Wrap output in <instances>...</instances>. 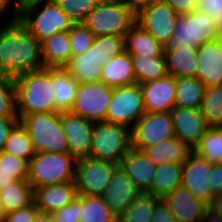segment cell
Returning <instances> with one entry per match:
<instances>
[{"label": "cell", "instance_id": "6da1fadb", "mask_svg": "<svg viewBox=\"0 0 222 222\" xmlns=\"http://www.w3.org/2000/svg\"><path fill=\"white\" fill-rule=\"evenodd\" d=\"M6 20L0 27V74L15 79L43 69L41 42L17 18Z\"/></svg>", "mask_w": 222, "mask_h": 222}, {"label": "cell", "instance_id": "7a4b0ae2", "mask_svg": "<svg viewBox=\"0 0 222 222\" xmlns=\"http://www.w3.org/2000/svg\"><path fill=\"white\" fill-rule=\"evenodd\" d=\"M125 51V37L102 35L94 38L91 47L83 54L70 58L64 67L78 83L100 82L101 67L110 58Z\"/></svg>", "mask_w": 222, "mask_h": 222}, {"label": "cell", "instance_id": "3957f363", "mask_svg": "<svg viewBox=\"0 0 222 222\" xmlns=\"http://www.w3.org/2000/svg\"><path fill=\"white\" fill-rule=\"evenodd\" d=\"M17 115L56 112L55 93L51 85V68L30 71L14 79Z\"/></svg>", "mask_w": 222, "mask_h": 222}, {"label": "cell", "instance_id": "277c9868", "mask_svg": "<svg viewBox=\"0 0 222 222\" xmlns=\"http://www.w3.org/2000/svg\"><path fill=\"white\" fill-rule=\"evenodd\" d=\"M17 19L39 42L57 32L69 31L75 23L54 0L21 6L17 10Z\"/></svg>", "mask_w": 222, "mask_h": 222}, {"label": "cell", "instance_id": "5b68a950", "mask_svg": "<svg viewBox=\"0 0 222 222\" xmlns=\"http://www.w3.org/2000/svg\"><path fill=\"white\" fill-rule=\"evenodd\" d=\"M77 160L68 152L36 153L29 161L28 182L33 189L75 181Z\"/></svg>", "mask_w": 222, "mask_h": 222}, {"label": "cell", "instance_id": "8992f818", "mask_svg": "<svg viewBox=\"0 0 222 222\" xmlns=\"http://www.w3.org/2000/svg\"><path fill=\"white\" fill-rule=\"evenodd\" d=\"M27 129L36 153L68 152L66 137L60 123V112H41L18 116Z\"/></svg>", "mask_w": 222, "mask_h": 222}, {"label": "cell", "instance_id": "52a82bcc", "mask_svg": "<svg viewBox=\"0 0 222 222\" xmlns=\"http://www.w3.org/2000/svg\"><path fill=\"white\" fill-rule=\"evenodd\" d=\"M136 23V14L121 0H101L83 24L95 37L117 35L125 37Z\"/></svg>", "mask_w": 222, "mask_h": 222}, {"label": "cell", "instance_id": "ba28073f", "mask_svg": "<svg viewBox=\"0 0 222 222\" xmlns=\"http://www.w3.org/2000/svg\"><path fill=\"white\" fill-rule=\"evenodd\" d=\"M90 156L120 165L131 147V129L112 123L94 122Z\"/></svg>", "mask_w": 222, "mask_h": 222}, {"label": "cell", "instance_id": "9c48e42d", "mask_svg": "<svg viewBox=\"0 0 222 222\" xmlns=\"http://www.w3.org/2000/svg\"><path fill=\"white\" fill-rule=\"evenodd\" d=\"M217 33L218 30L211 16L196 10L177 17L175 29L167 47H198L215 41Z\"/></svg>", "mask_w": 222, "mask_h": 222}, {"label": "cell", "instance_id": "30bf717a", "mask_svg": "<svg viewBox=\"0 0 222 222\" xmlns=\"http://www.w3.org/2000/svg\"><path fill=\"white\" fill-rule=\"evenodd\" d=\"M145 113L140 84L115 87L104 122L131 129Z\"/></svg>", "mask_w": 222, "mask_h": 222}, {"label": "cell", "instance_id": "8fae6325", "mask_svg": "<svg viewBox=\"0 0 222 222\" xmlns=\"http://www.w3.org/2000/svg\"><path fill=\"white\" fill-rule=\"evenodd\" d=\"M173 137L175 131L170 112H146L131 128V147L142 151Z\"/></svg>", "mask_w": 222, "mask_h": 222}, {"label": "cell", "instance_id": "7c38bea8", "mask_svg": "<svg viewBox=\"0 0 222 222\" xmlns=\"http://www.w3.org/2000/svg\"><path fill=\"white\" fill-rule=\"evenodd\" d=\"M113 88L105 83H79L70 112L92 122H104Z\"/></svg>", "mask_w": 222, "mask_h": 222}, {"label": "cell", "instance_id": "4fadbf2b", "mask_svg": "<svg viewBox=\"0 0 222 222\" xmlns=\"http://www.w3.org/2000/svg\"><path fill=\"white\" fill-rule=\"evenodd\" d=\"M118 165L92 157L77 160L75 185L77 194L100 196L110 183Z\"/></svg>", "mask_w": 222, "mask_h": 222}, {"label": "cell", "instance_id": "5bb4252c", "mask_svg": "<svg viewBox=\"0 0 222 222\" xmlns=\"http://www.w3.org/2000/svg\"><path fill=\"white\" fill-rule=\"evenodd\" d=\"M178 15L164 0H154L136 14V23L149 32L161 45L171 41Z\"/></svg>", "mask_w": 222, "mask_h": 222}, {"label": "cell", "instance_id": "9a60e30c", "mask_svg": "<svg viewBox=\"0 0 222 222\" xmlns=\"http://www.w3.org/2000/svg\"><path fill=\"white\" fill-rule=\"evenodd\" d=\"M60 123L68 145V153L76 160L90 156L94 122L70 111L60 112Z\"/></svg>", "mask_w": 222, "mask_h": 222}, {"label": "cell", "instance_id": "2e32d148", "mask_svg": "<svg viewBox=\"0 0 222 222\" xmlns=\"http://www.w3.org/2000/svg\"><path fill=\"white\" fill-rule=\"evenodd\" d=\"M211 168L212 165L194 151L183 161L182 185L206 205L213 199V190L208 183Z\"/></svg>", "mask_w": 222, "mask_h": 222}, {"label": "cell", "instance_id": "e0dca14e", "mask_svg": "<svg viewBox=\"0 0 222 222\" xmlns=\"http://www.w3.org/2000/svg\"><path fill=\"white\" fill-rule=\"evenodd\" d=\"M141 194L123 168H115L112 179L100 195L108 208L118 217Z\"/></svg>", "mask_w": 222, "mask_h": 222}, {"label": "cell", "instance_id": "ac0fdd59", "mask_svg": "<svg viewBox=\"0 0 222 222\" xmlns=\"http://www.w3.org/2000/svg\"><path fill=\"white\" fill-rule=\"evenodd\" d=\"M175 137L194 149L210 127L200 109L174 107L171 111Z\"/></svg>", "mask_w": 222, "mask_h": 222}, {"label": "cell", "instance_id": "d6986e66", "mask_svg": "<svg viewBox=\"0 0 222 222\" xmlns=\"http://www.w3.org/2000/svg\"><path fill=\"white\" fill-rule=\"evenodd\" d=\"M177 222H201L208 205L183 185L162 199Z\"/></svg>", "mask_w": 222, "mask_h": 222}, {"label": "cell", "instance_id": "ffe728a7", "mask_svg": "<svg viewBox=\"0 0 222 222\" xmlns=\"http://www.w3.org/2000/svg\"><path fill=\"white\" fill-rule=\"evenodd\" d=\"M146 112H170L175 107L176 78H164L140 84Z\"/></svg>", "mask_w": 222, "mask_h": 222}, {"label": "cell", "instance_id": "44dd1931", "mask_svg": "<svg viewBox=\"0 0 222 222\" xmlns=\"http://www.w3.org/2000/svg\"><path fill=\"white\" fill-rule=\"evenodd\" d=\"M120 166L141 193H147L151 189L157 165L143 151L131 148Z\"/></svg>", "mask_w": 222, "mask_h": 222}, {"label": "cell", "instance_id": "7402d4cb", "mask_svg": "<svg viewBox=\"0 0 222 222\" xmlns=\"http://www.w3.org/2000/svg\"><path fill=\"white\" fill-rule=\"evenodd\" d=\"M75 182L45 185L34 189V202L40 212L54 213L77 197Z\"/></svg>", "mask_w": 222, "mask_h": 222}, {"label": "cell", "instance_id": "603a6c76", "mask_svg": "<svg viewBox=\"0 0 222 222\" xmlns=\"http://www.w3.org/2000/svg\"><path fill=\"white\" fill-rule=\"evenodd\" d=\"M196 77L206 87L222 85V53L216 41L198 46Z\"/></svg>", "mask_w": 222, "mask_h": 222}, {"label": "cell", "instance_id": "cb8c5ba5", "mask_svg": "<svg viewBox=\"0 0 222 222\" xmlns=\"http://www.w3.org/2000/svg\"><path fill=\"white\" fill-rule=\"evenodd\" d=\"M198 47H165L167 74L174 78L196 77Z\"/></svg>", "mask_w": 222, "mask_h": 222}, {"label": "cell", "instance_id": "d4e9b609", "mask_svg": "<svg viewBox=\"0 0 222 222\" xmlns=\"http://www.w3.org/2000/svg\"><path fill=\"white\" fill-rule=\"evenodd\" d=\"M100 81L112 88L135 84L136 78L130 54L124 51L104 63L101 67Z\"/></svg>", "mask_w": 222, "mask_h": 222}, {"label": "cell", "instance_id": "484cf974", "mask_svg": "<svg viewBox=\"0 0 222 222\" xmlns=\"http://www.w3.org/2000/svg\"><path fill=\"white\" fill-rule=\"evenodd\" d=\"M41 57L44 68H64L72 57L69 31L57 32L42 40Z\"/></svg>", "mask_w": 222, "mask_h": 222}, {"label": "cell", "instance_id": "4316f807", "mask_svg": "<svg viewBox=\"0 0 222 222\" xmlns=\"http://www.w3.org/2000/svg\"><path fill=\"white\" fill-rule=\"evenodd\" d=\"M183 162H166L157 165L151 189L146 193L163 199L182 185Z\"/></svg>", "mask_w": 222, "mask_h": 222}, {"label": "cell", "instance_id": "83f0119b", "mask_svg": "<svg viewBox=\"0 0 222 222\" xmlns=\"http://www.w3.org/2000/svg\"><path fill=\"white\" fill-rule=\"evenodd\" d=\"M51 85L55 93L56 112L70 111L79 83L65 68H51Z\"/></svg>", "mask_w": 222, "mask_h": 222}, {"label": "cell", "instance_id": "f1b7e54d", "mask_svg": "<svg viewBox=\"0 0 222 222\" xmlns=\"http://www.w3.org/2000/svg\"><path fill=\"white\" fill-rule=\"evenodd\" d=\"M34 202V189L28 179L14 180L0 189V203L4 215L25 208Z\"/></svg>", "mask_w": 222, "mask_h": 222}, {"label": "cell", "instance_id": "f546056e", "mask_svg": "<svg viewBox=\"0 0 222 222\" xmlns=\"http://www.w3.org/2000/svg\"><path fill=\"white\" fill-rule=\"evenodd\" d=\"M164 46L135 23L125 36V51L130 55L164 56Z\"/></svg>", "mask_w": 222, "mask_h": 222}, {"label": "cell", "instance_id": "4dcf8cb0", "mask_svg": "<svg viewBox=\"0 0 222 222\" xmlns=\"http://www.w3.org/2000/svg\"><path fill=\"white\" fill-rule=\"evenodd\" d=\"M156 165L166 162H183L193 151L177 137L145 147L142 150Z\"/></svg>", "mask_w": 222, "mask_h": 222}, {"label": "cell", "instance_id": "1f68e13d", "mask_svg": "<svg viewBox=\"0 0 222 222\" xmlns=\"http://www.w3.org/2000/svg\"><path fill=\"white\" fill-rule=\"evenodd\" d=\"M206 88L197 77L176 78L175 107L200 109Z\"/></svg>", "mask_w": 222, "mask_h": 222}, {"label": "cell", "instance_id": "d6a6232c", "mask_svg": "<svg viewBox=\"0 0 222 222\" xmlns=\"http://www.w3.org/2000/svg\"><path fill=\"white\" fill-rule=\"evenodd\" d=\"M135 73L136 83L142 84L166 77L165 56L130 55Z\"/></svg>", "mask_w": 222, "mask_h": 222}, {"label": "cell", "instance_id": "836d02e7", "mask_svg": "<svg viewBox=\"0 0 222 222\" xmlns=\"http://www.w3.org/2000/svg\"><path fill=\"white\" fill-rule=\"evenodd\" d=\"M117 216L100 196L80 195V222H116Z\"/></svg>", "mask_w": 222, "mask_h": 222}, {"label": "cell", "instance_id": "e575fe53", "mask_svg": "<svg viewBox=\"0 0 222 222\" xmlns=\"http://www.w3.org/2000/svg\"><path fill=\"white\" fill-rule=\"evenodd\" d=\"M193 151L211 165L222 163V126H210Z\"/></svg>", "mask_w": 222, "mask_h": 222}, {"label": "cell", "instance_id": "d590c367", "mask_svg": "<svg viewBox=\"0 0 222 222\" xmlns=\"http://www.w3.org/2000/svg\"><path fill=\"white\" fill-rule=\"evenodd\" d=\"M3 151L28 162L36 154L29 133L20 121L9 132Z\"/></svg>", "mask_w": 222, "mask_h": 222}, {"label": "cell", "instance_id": "8d00e7d4", "mask_svg": "<svg viewBox=\"0 0 222 222\" xmlns=\"http://www.w3.org/2000/svg\"><path fill=\"white\" fill-rule=\"evenodd\" d=\"M29 162L0 151V189L11 184L14 180L28 179Z\"/></svg>", "mask_w": 222, "mask_h": 222}, {"label": "cell", "instance_id": "74e56055", "mask_svg": "<svg viewBox=\"0 0 222 222\" xmlns=\"http://www.w3.org/2000/svg\"><path fill=\"white\" fill-rule=\"evenodd\" d=\"M160 199L152 195L141 193L125 210L117 217L118 222H150L155 204Z\"/></svg>", "mask_w": 222, "mask_h": 222}, {"label": "cell", "instance_id": "f35d334b", "mask_svg": "<svg viewBox=\"0 0 222 222\" xmlns=\"http://www.w3.org/2000/svg\"><path fill=\"white\" fill-rule=\"evenodd\" d=\"M200 112L209 126H222V85L206 88Z\"/></svg>", "mask_w": 222, "mask_h": 222}, {"label": "cell", "instance_id": "ab89813d", "mask_svg": "<svg viewBox=\"0 0 222 222\" xmlns=\"http://www.w3.org/2000/svg\"><path fill=\"white\" fill-rule=\"evenodd\" d=\"M0 117H18L14 78L0 74Z\"/></svg>", "mask_w": 222, "mask_h": 222}, {"label": "cell", "instance_id": "60d3db41", "mask_svg": "<svg viewBox=\"0 0 222 222\" xmlns=\"http://www.w3.org/2000/svg\"><path fill=\"white\" fill-rule=\"evenodd\" d=\"M101 0H54L75 23L83 22Z\"/></svg>", "mask_w": 222, "mask_h": 222}, {"label": "cell", "instance_id": "b9f144b4", "mask_svg": "<svg viewBox=\"0 0 222 222\" xmlns=\"http://www.w3.org/2000/svg\"><path fill=\"white\" fill-rule=\"evenodd\" d=\"M94 34L83 24L74 23L69 30V45L72 57L85 53L94 41Z\"/></svg>", "mask_w": 222, "mask_h": 222}, {"label": "cell", "instance_id": "7bdbcfd3", "mask_svg": "<svg viewBox=\"0 0 222 222\" xmlns=\"http://www.w3.org/2000/svg\"><path fill=\"white\" fill-rule=\"evenodd\" d=\"M53 222H80V194L74 201L54 213H52Z\"/></svg>", "mask_w": 222, "mask_h": 222}, {"label": "cell", "instance_id": "ee69618b", "mask_svg": "<svg viewBox=\"0 0 222 222\" xmlns=\"http://www.w3.org/2000/svg\"><path fill=\"white\" fill-rule=\"evenodd\" d=\"M197 10L211 16L216 29L222 30V0H198Z\"/></svg>", "mask_w": 222, "mask_h": 222}, {"label": "cell", "instance_id": "f6af8a7d", "mask_svg": "<svg viewBox=\"0 0 222 222\" xmlns=\"http://www.w3.org/2000/svg\"><path fill=\"white\" fill-rule=\"evenodd\" d=\"M38 212L39 209L37 208L36 203L33 202L25 208L5 214L2 222H34Z\"/></svg>", "mask_w": 222, "mask_h": 222}, {"label": "cell", "instance_id": "bcb514c9", "mask_svg": "<svg viewBox=\"0 0 222 222\" xmlns=\"http://www.w3.org/2000/svg\"><path fill=\"white\" fill-rule=\"evenodd\" d=\"M150 222H177L174 215L168 209L165 202L160 199L154 208V214Z\"/></svg>", "mask_w": 222, "mask_h": 222}, {"label": "cell", "instance_id": "7dc6e473", "mask_svg": "<svg viewBox=\"0 0 222 222\" xmlns=\"http://www.w3.org/2000/svg\"><path fill=\"white\" fill-rule=\"evenodd\" d=\"M167 2L176 14L186 15L190 14L197 10V1L198 0H164Z\"/></svg>", "mask_w": 222, "mask_h": 222}, {"label": "cell", "instance_id": "c3c4849f", "mask_svg": "<svg viewBox=\"0 0 222 222\" xmlns=\"http://www.w3.org/2000/svg\"><path fill=\"white\" fill-rule=\"evenodd\" d=\"M213 190V197L222 194V163L213 164L208 180Z\"/></svg>", "mask_w": 222, "mask_h": 222}, {"label": "cell", "instance_id": "681fc988", "mask_svg": "<svg viewBox=\"0 0 222 222\" xmlns=\"http://www.w3.org/2000/svg\"><path fill=\"white\" fill-rule=\"evenodd\" d=\"M18 122V117H0V151H3L9 132Z\"/></svg>", "mask_w": 222, "mask_h": 222}, {"label": "cell", "instance_id": "f907efd6", "mask_svg": "<svg viewBox=\"0 0 222 222\" xmlns=\"http://www.w3.org/2000/svg\"><path fill=\"white\" fill-rule=\"evenodd\" d=\"M6 18L9 20L17 18V8L15 6L14 0H0V19H3L5 22Z\"/></svg>", "mask_w": 222, "mask_h": 222}, {"label": "cell", "instance_id": "816d5d0a", "mask_svg": "<svg viewBox=\"0 0 222 222\" xmlns=\"http://www.w3.org/2000/svg\"><path fill=\"white\" fill-rule=\"evenodd\" d=\"M135 14L147 7L154 0H121Z\"/></svg>", "mask_w": 222, "mask_h": 222}, {"label": "cell", "instance_id": "f5cc1de1", "mask_svg": "<svg viewBox=\"0 0 222 222\" xmlns=\"http://www.w3.org/2000/svg\"><path fill=\"white\" fill-rule=\"evenodd\" d=\"M34 222H53L52 213L38 212Z\"/></svg>", "mask_w": 222, "mask_h": 222}, {"label": "cell", "instance_id": "db71d44e", "mask_svg": "<svg viewBox=\"0 0 222 222\" xmlns=\"http://www.w3.org/2000/svg\"><path fill=\"white\" fill-rule=\"evenodd\" d=\"M37 1H46V0H14V3H15V6L18 10L23 5H27L29 3H34Z\"/></svg>", "mask_w": 222, "mask_h": 222}, {"label": "cell", "instance_id": "11a10c76", "mask_svg": "<svg viewBox=\"0 0 222 222\" xmlns=\"http://www.w3.org/2000/svg\"><path fill=\"white\" fill-rule=\"evenodd\" d=\"M215 41H216L217 44L219 45L220 52L222 53V30H221V31H218Z\"/></svg>", "mask_w": 222, "mask_h": 222}, {"label": "cell", "instance_id": "9f6ffc18", "mask_svg": "<svg viewBox=\"0 0 222 222\" xmlns=\"http://www.w3.org/2000/svg\"><path fill=\"white\" fill-rule=\"evenodd\" d=\"M3 217H4V213H3L1 203H0V222H2Z\"/></svg>", "mask_w": 222, "mask_h": 222}, {"label": "cell", "instance_id": "6f0895ef", "mask_svg": "<svg viewBox=\"0 0 222 222\" xmlns=\"http://www.w3.org/2000/svg\"><path fill=\"white\" fill-rule=\"evenodd\" d=\"M1 20H2V19H0V27H1V25L4 23V22H3L4 20H2V21H1Z\"/></svg>", "mask_w": 222, "mask_h": 222}]
</instances>
